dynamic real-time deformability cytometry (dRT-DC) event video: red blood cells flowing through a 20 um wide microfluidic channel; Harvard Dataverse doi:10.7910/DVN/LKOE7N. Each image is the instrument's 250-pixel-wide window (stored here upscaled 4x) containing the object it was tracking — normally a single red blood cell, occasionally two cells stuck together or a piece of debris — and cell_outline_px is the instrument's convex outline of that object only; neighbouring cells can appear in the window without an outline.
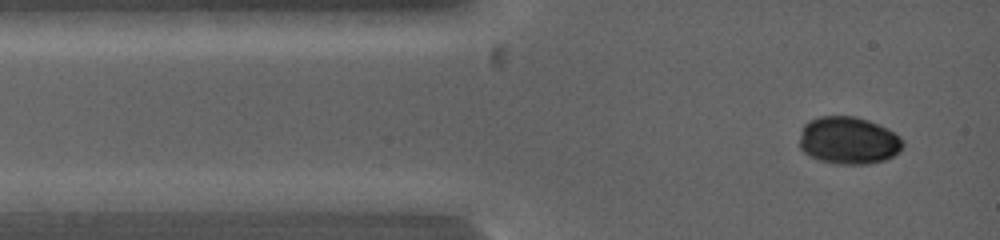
{"species": "common noctule bat (a hibernating species)", "species_latin": "Nyctalus noctula", "temperature_condition": "warm", "stored_images_in_passage": 61, "camera_frame_rate_fps": 5000, "um_per_image_px": 0.085, "animal": {"sex": "female", "body_mass_g": 19.0, "forearm_length_mm": 53.3}, "frame": {"image": 1, "passage_image": 5, "time_ms": 0.6, "image_size_px": [1000, 240], "cell_outline_px": [[904, 144], [892, 156], [884, 160], [868, 164], [836, 164], [820, 160], [804, 152], [800, 148], [800, 136], [804, 124], [808, 120], [820, 116], [856, 116], [868, 120], [888, 128], [900, 136], [904, 140]], "centroid_in_image_um": [72.12, 11.92], "position_along_channel_um": 12.9, "area_um2": 28.61}}
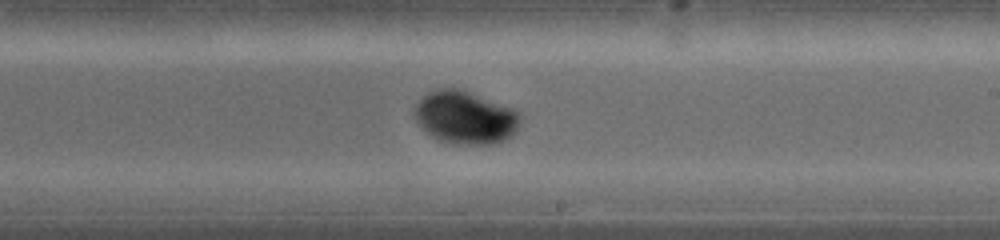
{"frame": {"image": 2, "passage_image": 44, "time_ms": 7.4, "image_size_px": [1000, 240], "cell_outline_px": [[520, 124], [516, 132], [512, 136], [496, 144], [452, 144], [440, 140], [432, 136], [416, 120], [412, 108], [428, 92], [436, 88], [460, 88], [512, 108], [520, 112]], "centroid_in_image_um": [39.56, 9.98], "position_along_channel_um": 249.4, "area_um2": 32.71}}
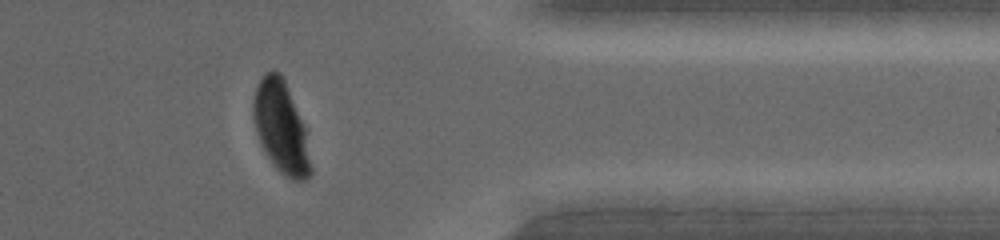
{"frame": {"image": 3, "passage_image": 61, "time_ms": 11.2, "image_size_px": [1000, 240], "cell_outline_px": [[312, 172], [304, 180], [292, 180], [284, 176], [272, 164], [264, 152], [260, 144], [256, 132], [252, 116], [252, 104], [256, 88], [260, 80], [268, 72], [276, 72], [284, 80], [304, 124], [312, 168]], "centroid_in_image_um": [23.88, 10.89], "position_along_channel_um": 387.5, "area_um2": 30.46}}